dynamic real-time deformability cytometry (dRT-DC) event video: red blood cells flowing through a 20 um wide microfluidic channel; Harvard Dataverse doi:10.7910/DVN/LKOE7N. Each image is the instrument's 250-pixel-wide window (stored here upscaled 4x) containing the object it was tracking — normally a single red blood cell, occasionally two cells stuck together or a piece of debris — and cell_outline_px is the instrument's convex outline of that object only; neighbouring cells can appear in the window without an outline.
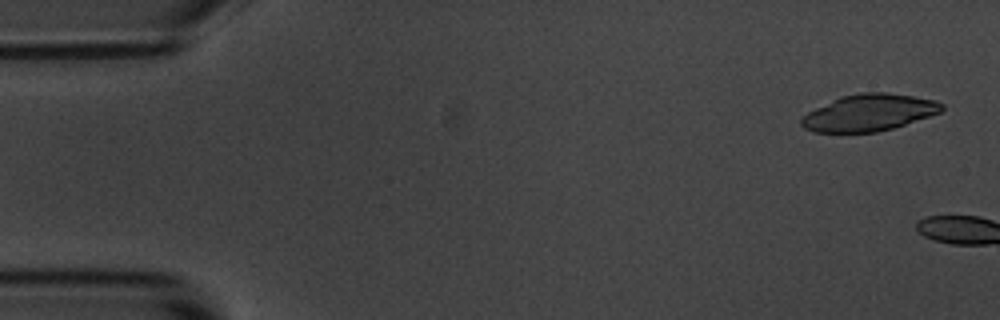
{"species": "common noctule bat (a hibernating species)", "species_latin": "Nyctalus noctula", "temperature_condition": "room temperature", "stored_images_in_passage": 4, "camera_frame_rate_fps": 3000, "um_per_image_px": 0.085, "animal": {"sex": "male", "body_mass_g": 20.1, "forearm_length_mm": 53.5}, "frame": {"image": 1, "passage_image": 2, "time_ms": 0.333, "image_size_px": [1000, 320], "cell_outline_px": [[944, 108], [940, 112], [892, 128], [876, 132], [812, 132], [804, 128], [800, 124], [800, 120], [808, 112], [840, 96], [860, 92], [884, 92], [912, 96], [936, 100], [944, 104]], "centroid_in_image_um": [73.85, 9.57], "position_along_channel_um": 11.2, "area_um2": 29.82}}